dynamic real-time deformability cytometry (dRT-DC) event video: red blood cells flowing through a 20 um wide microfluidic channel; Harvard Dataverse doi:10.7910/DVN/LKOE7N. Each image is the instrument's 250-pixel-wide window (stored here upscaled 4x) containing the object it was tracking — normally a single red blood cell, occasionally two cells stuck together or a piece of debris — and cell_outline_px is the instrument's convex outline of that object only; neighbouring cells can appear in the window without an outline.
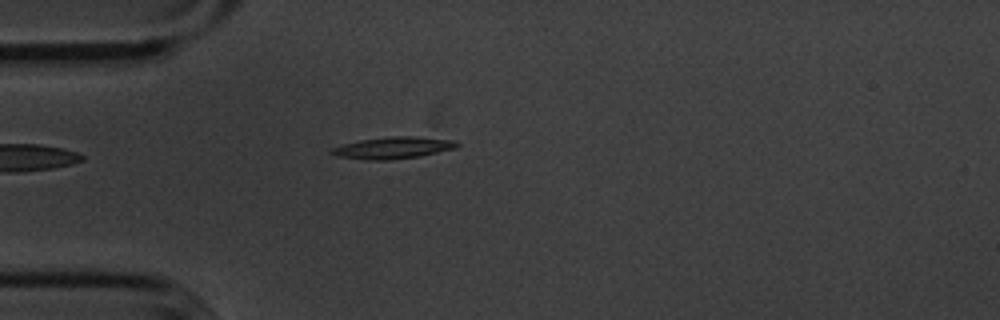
{"species": "common noctule bat (a hibernating species)", "species_latin": "Nyctalus noctula", "temperature_condition": "cold", "stored_images_in_passage": 41, "camera_frame_rate_fps": 3000, "um_per_image_px": 0.085, "animal": {"sex": "male", "body_mass_g": 20.1, "forearm_length_mm": 53.5}, "frame": {"image": 1, "passage_image": 1, "time_ms": 0.0, "image_size_px": [1000, 320], "cell_outline_px": [[460, 144], [456, 148], [420, 156], [384, 160], [372, 160], [336, 156], [328, 152], [332, 148], [344, 144], [360, 140], [392, 136], [416, 136], [456, 140]], "centroid_in_image_um": [33.44, 12.55], "position_along_channel_um": 51.6, "area_um2": 15.84}}
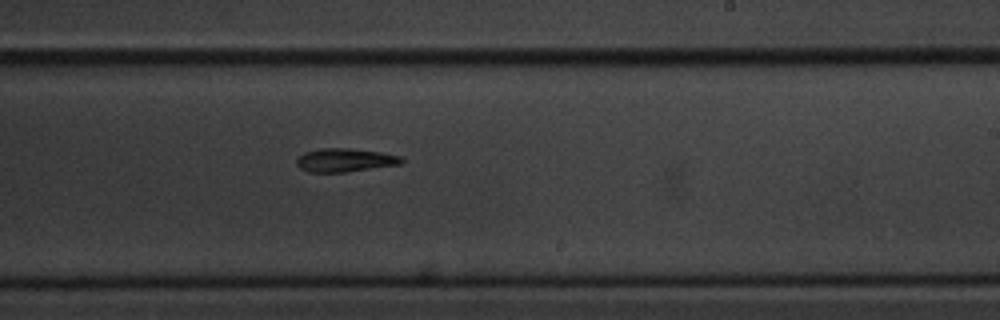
{"frame": {"image": 2, "passage_image": 19, "time_ms": 6.0, "image_size_px": [1000, 320], "cell_outline_px": [[404, 160], [400, 164], [344, 172], [308, 172], [300, 168], [296, 164], [296, 160], [304, 152], [320, 148], [348, 148], [380, 152], [400, 156]], "centroid_in_image_um": [29.28, 13.6], "position_along_channel_um": 259.7, "area_um2": 14.22}}
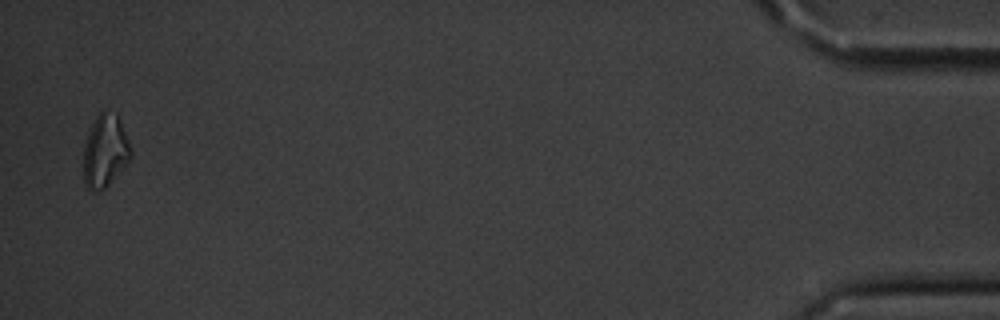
{"frame": {"image": 3, "passage_image": 40, "time_ms": 13.0, "image_size_px": [1000, 320], "cell_outline_px": [[132, 156], [108, 184], [104, 188], [92, 192], [88, 192], [84, 184], [84, 144], [88, 132], [96, 116], [104, 108], [116, 112], [120, 120], [132, 152]], "centroid_in_image_um": [8.91, 12.8], "position_along_channel_um": 426.3, "area_um2": 20.0}, "authors_computed_cell_mechanics": {"area_um2": 14.7968, "velocity_mm_per_s": 3.6191, "shape_relaxation_time_tau1_ms": 3.033, "shape_relaxation_time_tau2_ms": 9.1254, "deformation_change_tau1": 0.133, "deformation_change_tau2": 0.2188}}